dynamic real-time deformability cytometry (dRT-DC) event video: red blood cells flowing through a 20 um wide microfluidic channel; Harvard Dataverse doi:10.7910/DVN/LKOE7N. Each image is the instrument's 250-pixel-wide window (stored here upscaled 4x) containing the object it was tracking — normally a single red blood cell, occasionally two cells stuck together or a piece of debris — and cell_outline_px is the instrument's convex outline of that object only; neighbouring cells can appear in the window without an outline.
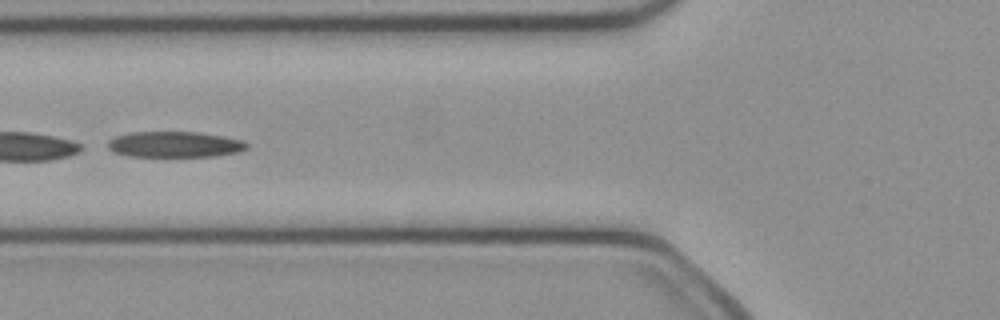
{"species": "common noctule bat (a hibernating species)", "species_latin": "Nyctalus noctula", "temperature_condition": "cold", "stored_images_in_passage": 37, "camera_frame_rate_fps": 3000, "um_per_image_px": 0.085, "animal": {"sex": "female", "body_mass_g": 21.9}, "frame": {"image": 1, "passage_image": 6, "time_ms": 1.667, "image_size_px": [1000, 320], "cell_outline_px": [[248, 148], [240, 152], [216, 156], [128, 156], [112, 152], [108, 148], [108, 140], [116, 136], [128, 132], [200, 132], [224, 136], [244, 140], [248, 144]], "centroid_in_image_um": [14.87, 12.27], "position_along_channel_um": 110.9, "area_um2": 21.15}}